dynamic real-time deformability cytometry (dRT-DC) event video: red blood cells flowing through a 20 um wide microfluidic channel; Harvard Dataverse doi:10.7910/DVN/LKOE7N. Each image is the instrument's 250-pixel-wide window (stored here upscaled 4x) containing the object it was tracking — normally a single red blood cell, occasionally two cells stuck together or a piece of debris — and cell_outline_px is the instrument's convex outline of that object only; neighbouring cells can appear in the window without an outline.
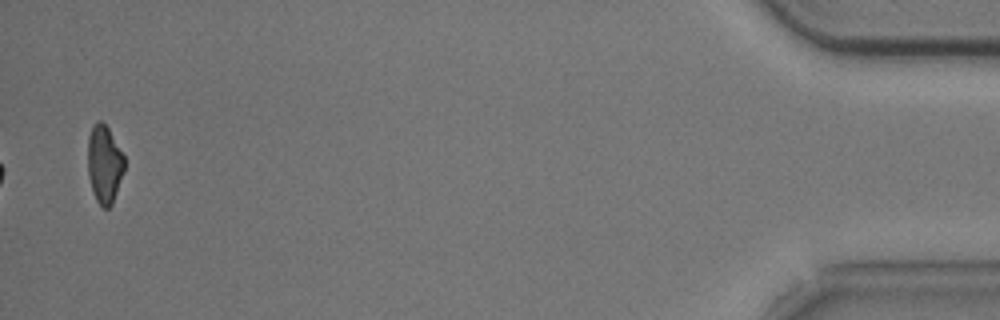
{"species": "common noctule bat (a hibernating species)", "species_latin": "Nyctalus noctula", "temperature_condition": "cold", "stored_images_in_passage": 40, "camera_frame_rate_fps": 3000, "um_per_image_px": 0.085, "animal": {"sex": "male", "body_mass_g": 20.5, "forearm_length_mm": 52.5}, "frame": {"image": 1, "passage_image": 40, "time_ms": 13.0, "image_size_px": [1000, 320], "cell_outline_px": [[124, 172], [112, 204], [108, 208], [104, 208], [96, 200], [92, 192], [88, 176], [88, 136], [92, 124], [96, 120], [100, 120], [108, 128], [124, 156]], "centroid_in_image_um": [8.85, 13.95], "position_along_channel_um": 426.3, "area_um2": 16.7}, "authors_computed_cell_mechanics": {"area_um2": 18.8717, "velocity_mm_per_s": 3.7275, "shape_relaxation_time_tau1_ms": 4.5651, "shape_relaxation_time_tau2_ms": 10.0515, "deformation_change_tau1": 0.1447, "deformation_change_tau2": 0.2092}}